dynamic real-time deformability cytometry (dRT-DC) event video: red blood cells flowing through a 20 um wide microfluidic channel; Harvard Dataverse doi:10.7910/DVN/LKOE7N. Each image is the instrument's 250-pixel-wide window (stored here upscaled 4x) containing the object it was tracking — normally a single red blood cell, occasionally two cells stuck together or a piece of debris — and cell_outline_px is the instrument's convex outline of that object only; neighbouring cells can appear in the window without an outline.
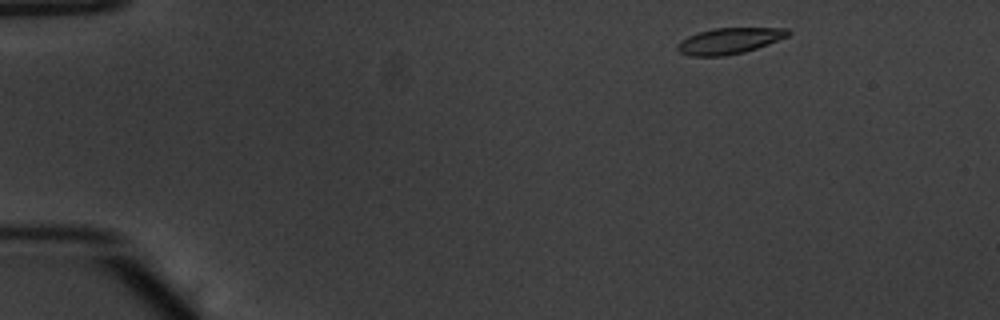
{"species": "common noctule bat (a hibernating species)", "species_latin": "Nyctalus noctula", "temperature_condition": "warm", "stored_images_in_passage": 47, "camera_frame_rate_fps": 3000, "um_per_image_px": 0.085, "animal": {"sex": "male", "body_mass_g": 20.1, "forearm_length_mm": 53.5}, "frame": {"image": 1, "passage_image": 1, "time_ms": 0.0, "image_size_px": [1000, 320], "cell_outline_px": [[792, 32], [788, 36], [768, 44], [744, 52], [724, 56], [692, 56], [680, 52], [676, 48], [676, 44], [680, 40], [696, 32], [712, 28], [788, 28]], "centroid_in_image_um": [61.97, 3.46], "position_along_channel_um": 23.0, "area_um2": 16.88}}
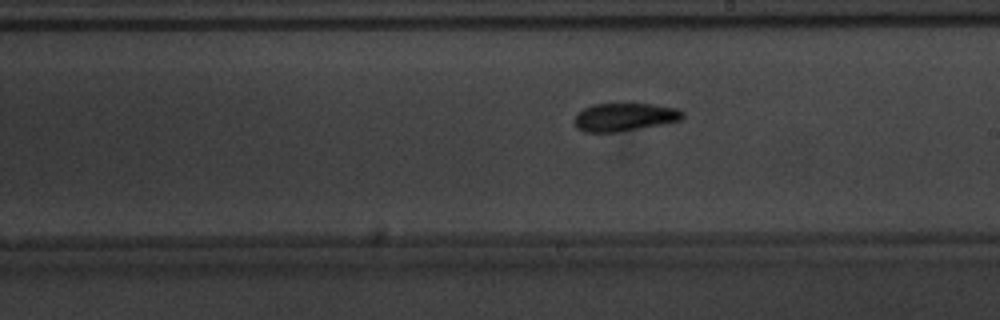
{"frame": {"image": 2, "passage_image": 25, "time_ms": 8.0, "image_size_px": [1000, 320], "cell_outline_px": [[684, 116], [680, 120], [660, 124], [616, 132], [584, 132], [576, 128], [572, 120], [584, 108], [592, 104], [652, 104], [680, 108], [684, 112]], "centroid_in_image_um": [53.07, 9.94], "position_along_channel_um": 235.9, "area_um2": 17.63}}
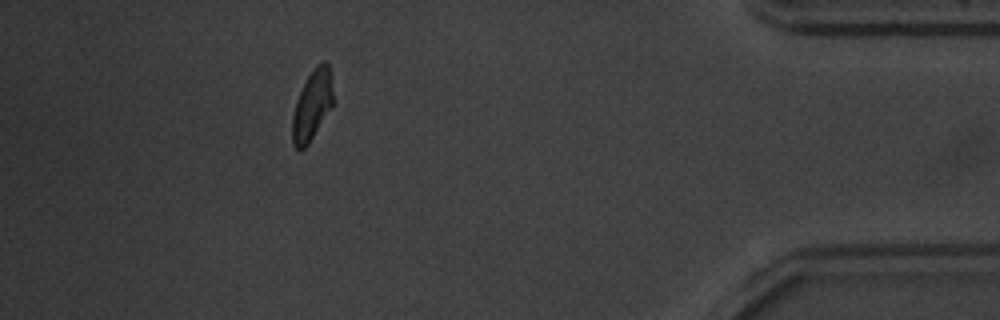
{"frame": {"image": 3, "passage_image": 42, "time_ms": 13.667, "image_size_px": [1000, 320], "cell_outline_px": [[332, 108], [308, 144], [300, 152], [292, 144], [292, 116], [296, 100], [308, 76], [316, 64], [324, 60], [328, 64], [332, 92]], "centroid_in_image_um": [26.51, 8.99], "position_along_channel_um": 408.7, "area_um2": 16.53}, "authors_computed_cell_mechanics": {"area_um2": 17.4556, "velocity_mm_per_s": 3.8464, "shape_relaxation_time_tau1_ms": 2.3831, "shape_relaxation_time_tau2_ms": 1.913, "deformation_change_tau1": 0.1566, "deformation_change_tau2": 0.0877}}